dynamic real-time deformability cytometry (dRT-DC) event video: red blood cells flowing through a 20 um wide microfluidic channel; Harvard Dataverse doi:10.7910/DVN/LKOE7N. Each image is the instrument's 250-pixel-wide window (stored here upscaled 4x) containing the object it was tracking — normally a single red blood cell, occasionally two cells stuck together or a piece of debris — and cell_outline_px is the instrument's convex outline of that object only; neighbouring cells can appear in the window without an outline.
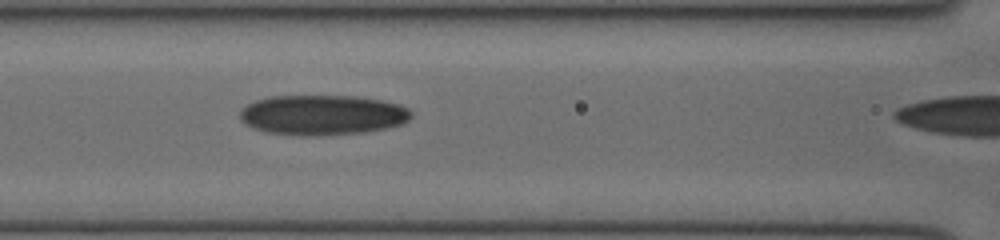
{"species": "human", "species_latin": "Homo sapiens", "temperature_condition": "cold", "stored_images_in_passage": 10, "camera_frame_rate_fps": 3000, "um_per_image_px": 0.085, "donor": {"sex": "female"}, "frame": {"image": 1, "passage_image": 9, "time_ms": 2.667, "image_size_px": [1000, 240], "cell_outline_px": [[412, 116], [404, 124], [364, 132], [320, 136], [300, 136], [264, 132], [252, 128], [244, 124], [240, 120], [240, 112], [248, 104], [256, 100], [272, 96], [352, 96], [380, 100], [396, 104], [408, 108], [412, 112]], "centroid_in_image_um": [27.38, 9.79], "position_along_channel_um": 139.2, "area_um2": 40.17}}